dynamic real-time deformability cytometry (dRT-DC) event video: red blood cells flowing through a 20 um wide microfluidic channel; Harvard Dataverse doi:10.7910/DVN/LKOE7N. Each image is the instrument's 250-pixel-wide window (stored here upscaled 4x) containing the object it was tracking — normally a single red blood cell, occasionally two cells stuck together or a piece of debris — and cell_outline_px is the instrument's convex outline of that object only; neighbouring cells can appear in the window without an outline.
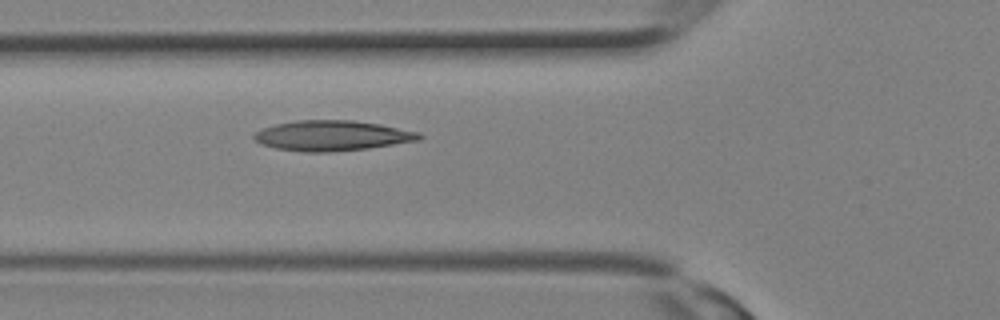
{"species": "Egyptian fruit bat (a non-hibernating species)", "species_latin": "Rousettus aegyptiacus", "temperature_condition": "room temperature", "stored_images_in_passage": 2, "camera_frame_rate_fps": 3000, "um_per_image_px": 0.085, "animal": {"sex": "female"}, "frame": {"image": 1, "passage_image": 2, "time_ms": 0.333, "image_size_px": [1000, 320], "cell_outline_px": [[424, 136], [420, 140], [368, 148], [328, 152], [304, 152], [276, 148], [260, 144], [252, 136], [256, 132], [264, 128], [276, 124], [296, 120], [352, 120], [380, 124], [420, 132]], "centroid_in_image_um": [28.25, 11.53], "position_along_channel_um": 97.6, "area_um2": 29.07}}